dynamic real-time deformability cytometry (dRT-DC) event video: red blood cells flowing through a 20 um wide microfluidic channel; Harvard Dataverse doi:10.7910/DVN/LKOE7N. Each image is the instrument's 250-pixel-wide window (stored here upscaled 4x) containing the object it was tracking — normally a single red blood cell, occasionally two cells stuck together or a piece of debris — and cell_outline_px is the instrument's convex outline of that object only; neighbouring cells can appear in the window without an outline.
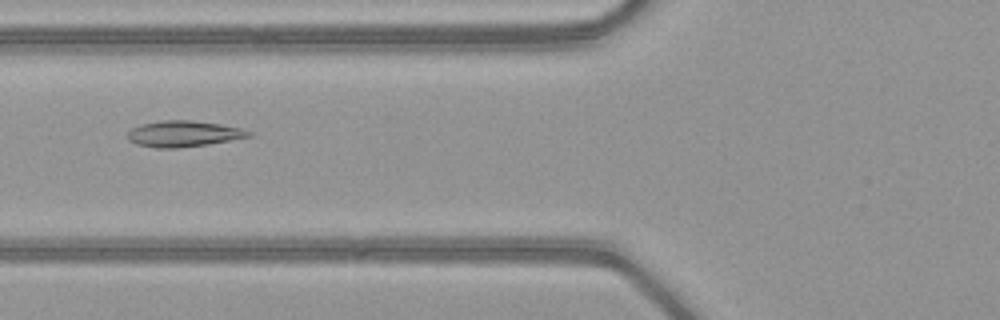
{"species": "common noctule bat (a hibernating species)", "species_latin": "Nyctalus noctula", "temperature_condition": "warm", "stored_images_in_passage": 51, "camera_frame_rate_fps": 3000, "um_per_image_px": 0.085, "animal": {"sex": "female", "body_mass_g": 21.9}, "frame": {"image": 1, "passage_image": 21, "time_ms": 6.667, "image_size_px": [1000, 320], "cell_outline_px": [[252, 136], [208, 144], [176, 148], [156, 148], [136, 144], [128, 140], [128, 132], [132, 128], [140, 124], [164, 120], [188, 120], [220, 124], [240, 128], [252, 132]], "centroid_in_image_um": [15.58, 11.37], "position_along_channel_um": 110.2, "area_um2": 18.26}}
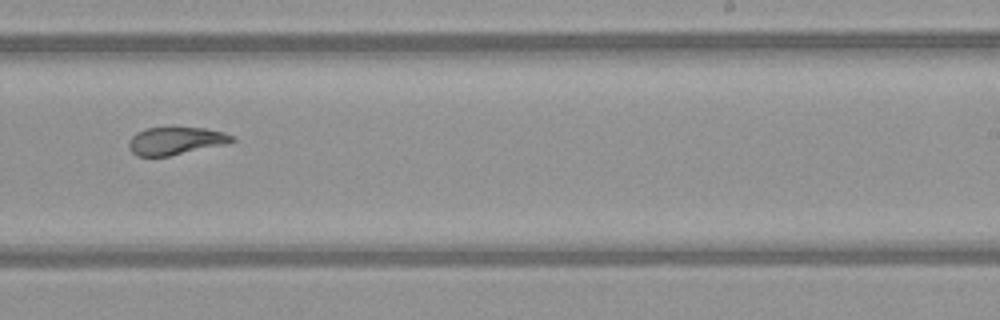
{"frame": {"image": 2, "passage_image": 33, "time_ms": 10.667, "image_size_px": [1000, 320], "cell_outline_px": [[236, 140], [224, 144], [168, 156], [136, 156], [128, 148], [128, 140], [136, 132], [144, 128], [204, 128], [224, 132], [236, 136]], "centroid_in_image_um": [14.9, 11.97], "position_along_channel_um": 274.1, "area_um2": 16.59}}
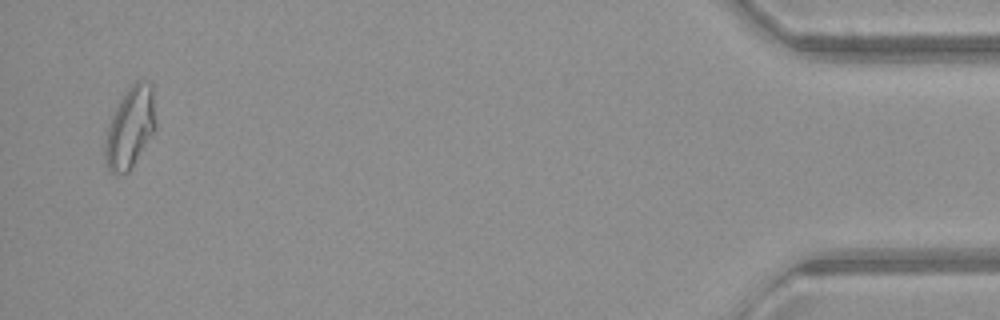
{"frame": {"image": 3, "passage_image": 50, "time_ms": 16.333, "image_size_px": [1000, 320], "cell_outline_px": [[156, 128], [132, 168], [128, 172], [112, 172], [108, 168], [104, 160], [104, 144], [108, 128], [112, 116], [120, 100], [128, 88], [136, 80], [140, 80], [152, 84], [156, 124]], "centroid_in_image_um": [11.07, 10.84], "position_along_channel_um": 424.1, "area_um2": 23.7}, "authors_computed_cell_mechanics": {"area_um2": 19.0162, "velocity_mm_per_s": 4.0897, "shape_relaxation_time_tau1_ms": 10.87, "shape_relaxation_time_tau2_ms": 1.7941, "deformation_change_tau1": 0.2639, "deformation_change_tau2": 0.0822}}